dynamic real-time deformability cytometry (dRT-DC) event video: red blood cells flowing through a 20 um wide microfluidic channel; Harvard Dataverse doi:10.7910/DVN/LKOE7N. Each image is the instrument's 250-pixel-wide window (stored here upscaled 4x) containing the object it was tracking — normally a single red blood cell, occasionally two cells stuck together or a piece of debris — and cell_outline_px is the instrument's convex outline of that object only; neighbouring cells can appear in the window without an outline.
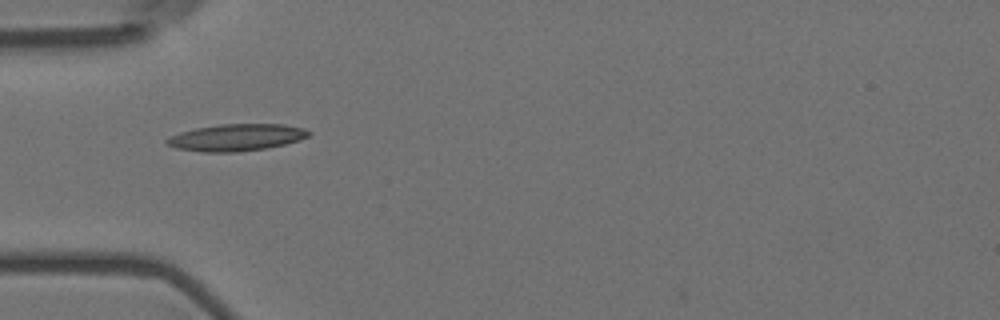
{"species": "Egyptian fruit bat (a non-hibernating species)", "species_latin": "Rousettus aegyptiacus", "temperature_condition": "room temperature", "stored_images_in_passage": 17, "camera_frame_rate_fps": 3000, "um_per_image_px": 0.085, "animal": {"sex": "female"}, "frame": {"image": 1, "passage_image": 1, "time_ms": 0.0, "image_size_px": [1000, 320], "cell_outline_px": [[312, 132], [308, 136], [300, 140], [268, 148], [236, 152], [204, 152], [176, 148], [164, 144], [164, 140], [180, 132], [196, 128], [220, 124], [284, 124], [304, 128]], "centroid_in_image_um": [20.1, 11.68], "position_along_channel_um": 64.9, "area_um2": 22.31}}
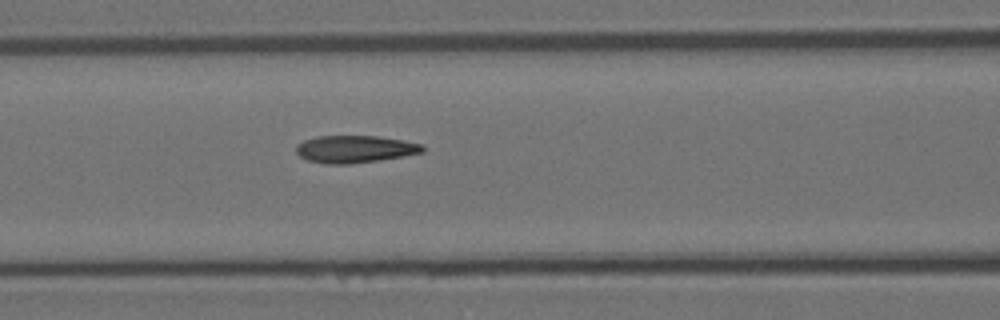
{"frame": {"image": 2, "passage_image": 7, "time_ms": 2.0, "image_size_px": [1000, 320], "cell_outline_px": [[424, 152], [404, 156], [380, 160], [348, 164], [328, 164], [308, 160], [300, 156], [296, 152], [296, 144], [304, 140], [316, 136], [376, 136], [404, 140], [424, 144]], "centroid_in_image_um": [30.18, 12.67], "position_along_channel_um": 136.4, "area_um2": 20.23}}
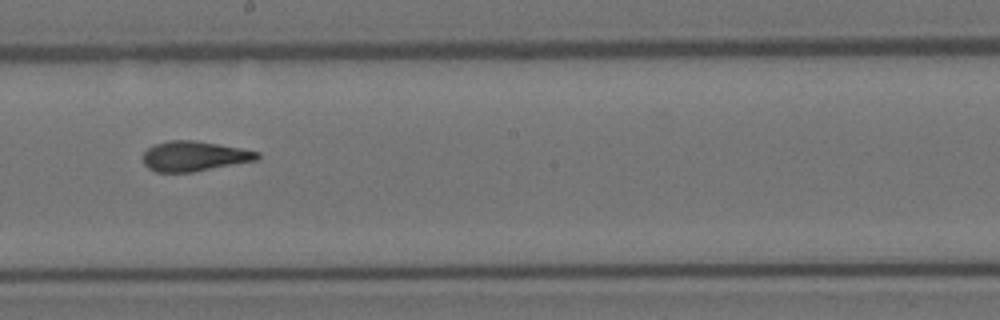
{"frame": {"image": 3, "passage_image": 15, "time_ms": 4.667, "image_size_px": [1000, 320], "cell_outline_px": [[260, 156], [256, 160], [192, 172], [156, 172], [148, 168], [144, 164], [144, 152], [148, 148], [156, 144], [168, 140], [192, 140], [240, 148], [260, 152]], "centroid_in_image_um": [16.49, 13.28], "position_along_channel_um": 231.7, "area_um2": 19.71}}